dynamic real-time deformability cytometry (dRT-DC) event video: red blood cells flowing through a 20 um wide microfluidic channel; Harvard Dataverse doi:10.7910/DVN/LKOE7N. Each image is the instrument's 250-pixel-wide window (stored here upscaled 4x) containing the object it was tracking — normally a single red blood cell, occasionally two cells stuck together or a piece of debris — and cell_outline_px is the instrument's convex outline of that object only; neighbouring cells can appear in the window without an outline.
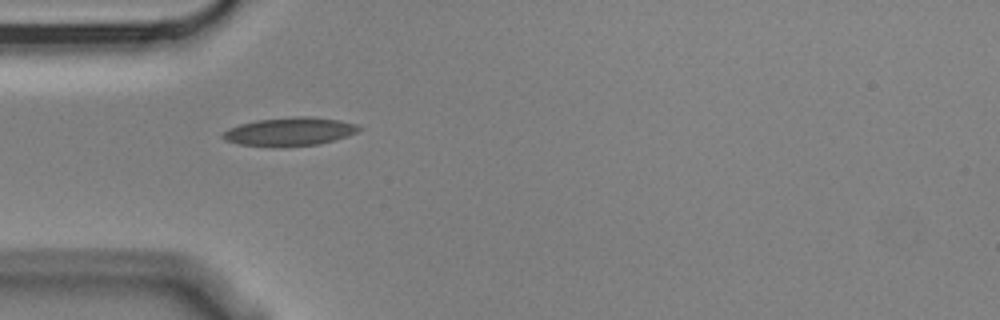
{"species": "Egyptian fruit bat (a non-hibernating species)", "species_latin": "Rousettus aegyptiacus", "temperature_condition": "cold", "stored_images_in_passage": 7, "camera_frame_rate_fps": 3000, "um_per_image_px": 0.085, "animal": {"sex": "male"}, "frame": {"image": 1, "passage_image": 1, "time_ms": 0.0, "image_size_px": [1000, 320], "cell_outline_px": [[360, 128], [356, 132], [348, 136], [320, 144], [284, 148], [272, 148], [240, 144], [224, 140], [220, 136], [220, 132], [228, 128], [240, 124], [256, 120], [296, 116], [308, 116], [340, 120], [356, 124]], "centroid_in_image_um": [24.55, 11.21], "position_along_channel_um": 60.4, "area_um2": 23.06}}
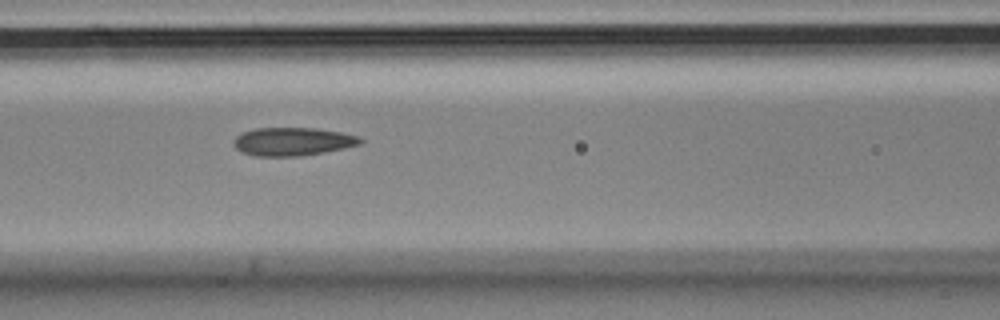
{"frame": {"image": 2, "passage_image": 3, "time_ms": 0.667, "image_size_px": [1000, 320], "cell_outline_px": [[364, 140], [360, 144], [344, 148], [324, 152], [300, 156], [256, 156], [244, 152], [236, 148], [232, 144], [232, 140], [236, 136], [252, 128], [316, 128], [340, 132], [360, 136]], "centroid_in_image_um": [24.88, 12.02], "position_along_channel_um": 141.7, "area_um2": 20.87}}
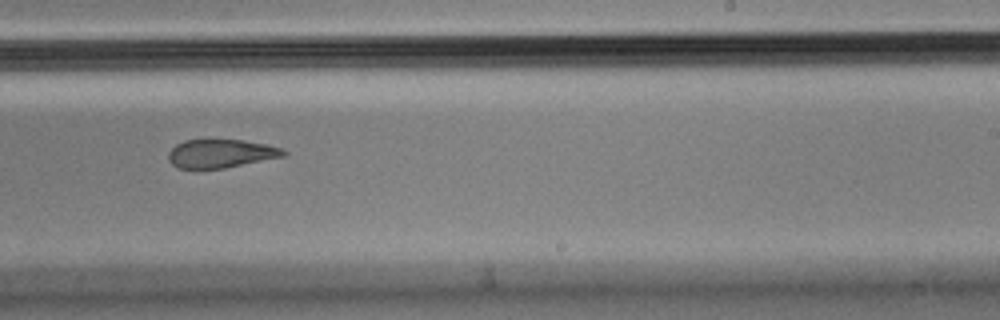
{"frame": {"image": 3, "passage_image": 6, "time_ms": 1.667, "image_size_px": [1000, 320], "cell_outline_px": [[288, 152], [284, 156], [224, 168], [176, 168], [168, 160], [168, 152], [176, 144], [184, 140], [208, 136], [244, 140], [268, 144], [280, 148]], "centroid_in_image_um": [18.72, 12.99], "position_along_channel_um": 270.3, "area_um2": 19.88}}